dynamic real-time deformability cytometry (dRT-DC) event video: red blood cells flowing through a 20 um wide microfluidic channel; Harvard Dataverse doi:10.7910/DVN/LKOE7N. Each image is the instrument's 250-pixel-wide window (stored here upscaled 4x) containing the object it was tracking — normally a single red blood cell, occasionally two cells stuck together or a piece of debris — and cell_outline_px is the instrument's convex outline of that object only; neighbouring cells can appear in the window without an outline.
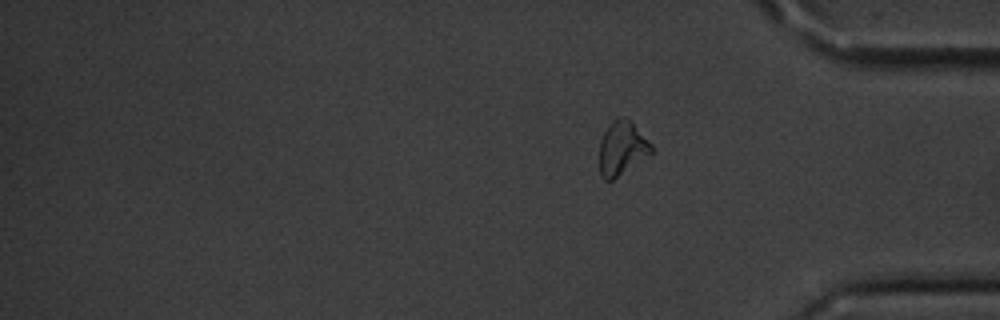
{"species": "common noctule bat (a hibernating species)", "species_latin": "Nyctalus noctula", "temperature_condition": "cold", "stored_images_in_passage": 14, "segment_of_instrument_passage": [2, 2], "camera_frame_rate_fps": 3000, "um_per_image_px": 0.085, "animal": {"sex": "male", "body_mass_g": 20.1, "forearm_length_mm": 53.5}, "frame": {"image": 1, "passage_image": 14, "time_ms": 4.333, "image_size_px": [1000, 320], "cell_outline_px": [[656, 148], [652, 152], [612, 180], [604, 180], [600, 172], [600, 140], [604, 132], [612, 120], [620, 116], [628, 116]], "centroid_in_image_um": [52.89, 12.53], "position_along_channel_um": 382.3, "area_um2": 16.36}}